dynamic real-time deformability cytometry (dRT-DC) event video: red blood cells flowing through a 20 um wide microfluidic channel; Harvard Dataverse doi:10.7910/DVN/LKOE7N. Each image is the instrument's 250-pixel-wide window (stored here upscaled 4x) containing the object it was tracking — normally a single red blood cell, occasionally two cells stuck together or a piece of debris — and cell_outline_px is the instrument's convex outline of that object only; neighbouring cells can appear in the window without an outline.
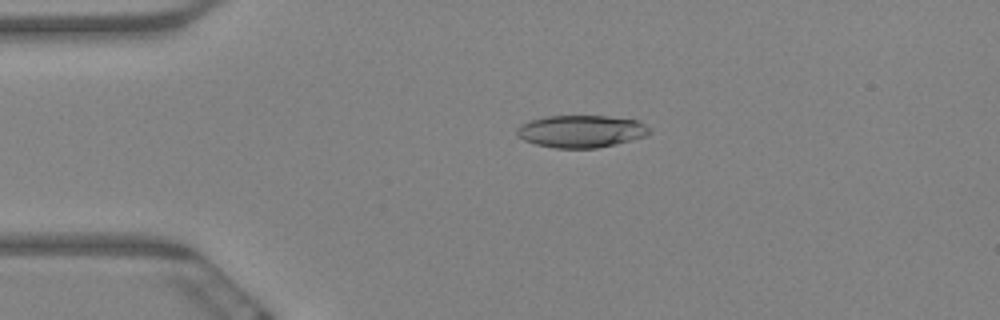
{"species": "Egyptian fruit bat (a non-hibernating species)", "species_latin": "Rousettus aegyptiacus", "temperature_condition": "warm", "stored_images_in_passage": 64, "camera_frame_rate_fps": 3000, "um_per_image_px": 0.085, "animal": {"sex": "female"}, "frame": {"image": 1, "passage_image": 14, "time_ms": 4.333, "image_size_px": [1000, 320], "cell_outline_px": [[652, 132], [644, 136], [616, 144], [596, 148], [556, 148], [536, 144], [524, 140], [516, 136], [516, 128], [520, 124], [544, 116], [608, 116], [636, 120], [652, 128]], "centroid_in_image_um": [49.38, 11.16], "position_along_channel_um": 35.6, "area_um2": 25.03}}
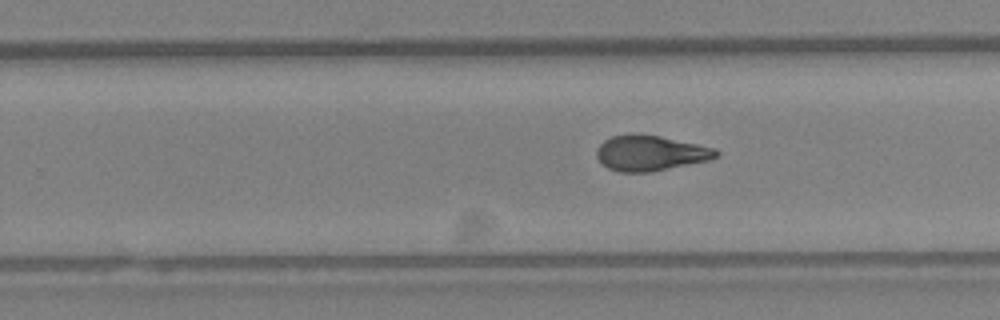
{"frame": {"image": 2, "passage_image": 40, "time_ms": 13.0, "image_size_px": [1000, 320], "cell_outline_px": [[720, 156], [708, 160], [652, 172], [620, 172], [608, 168], [596, 156], [596, 148], [604, 140], [612, 136], [636, 132], [660, 136], [716, 148], [720, 152]], "centroid_in_image_um": [55.28, 13.0], "position_along_channel_um": 274.5, "area_um2": 24.85}}
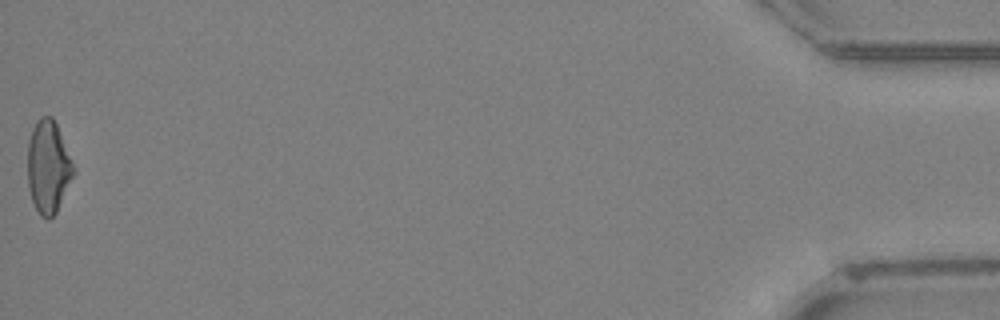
{"frame": {"image": 3, "passage_image": 64, "time_ms": 21.0, "image_size_px": [1000, 320], "cell_outline_px": [[76, 172], [56, 212], [48, 220], [40, 216], [32, 200], [28, 188], [28, 140], [32, 128], [36, 120], [40, 116], [52, 116], [56, 124]], "centroid_in_image_um": [4.09, 14.19], "position_along_channel_um": 431.1, "area_um2": 24.68}, "authors_computed_cell_mechanics": {"area_um2": 24.9407, "velocity_mm_per_s": 3.2096, "shape_relaxation_time_tau1_ms": null, "shape_relaxation_time_tau2_ms": 2.3704, "deformation_change_tau1": null, "deformation_change_tau2": 0.0922}}